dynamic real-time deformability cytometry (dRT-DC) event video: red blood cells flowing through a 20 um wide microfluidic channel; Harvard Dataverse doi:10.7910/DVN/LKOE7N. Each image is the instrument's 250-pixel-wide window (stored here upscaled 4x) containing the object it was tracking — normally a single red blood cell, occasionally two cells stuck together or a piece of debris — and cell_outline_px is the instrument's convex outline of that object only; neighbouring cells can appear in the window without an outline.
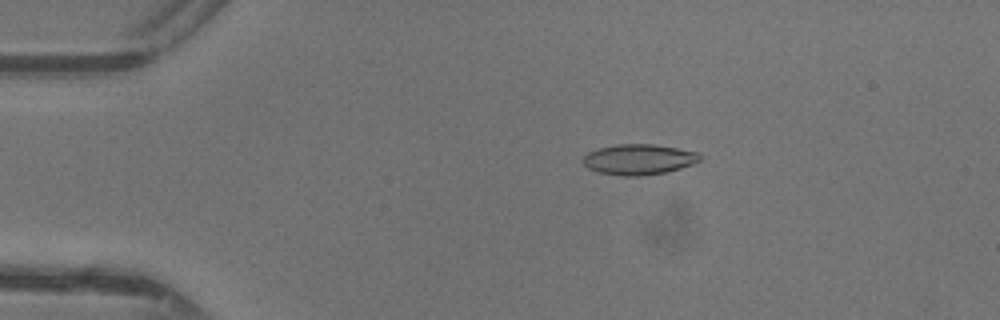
{"species": "common noctule bat (a hibernating species)", "species_latin": "Nyctalus noctula", "temperature_condition": "warm", "stored_images_in_passage": 48, "camera_frame_rate_fps": 3000, "um_per_image_px": 0.085, "animal": {"sex": "female"}, "frame": {"image": 1, "passage_image": 10, "time_ms": 3.0, "image_size_px": [1000, 320], "cell_outline_px": [[700, 160], [692, 164], [680, 168], [664, 172], [640, 176], [624, 176], [600, 172], [588, 168], [580, 160], [588, 152], [600, 148], [620, 144], [652, 144], [676, 148], [696, 152], [700, 156]], "centroid_in_image_um": [54.26, 13.55], "position_along_channel_um": 30.7, "area_um2": 20.46}}
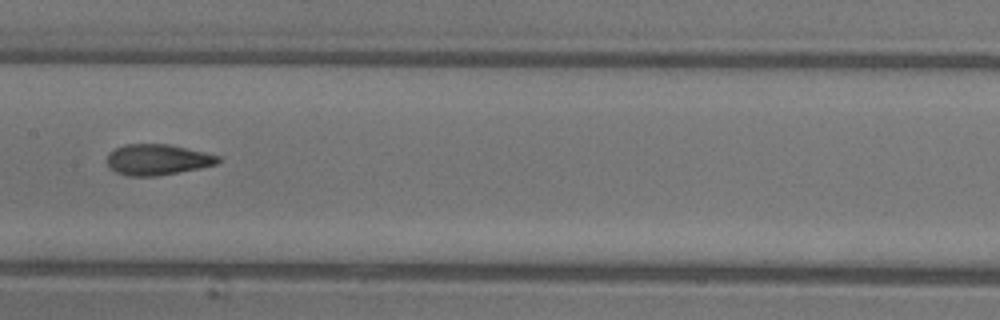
{"frame": {"image": 2, "passage_image": 25, "time_ms": 8.0, "image_size_px": [1000, 320], "cell_outline_px": [[220, 160], [216, 164], [200, 168], [156, 176], [128, 176], [116, 172], [108, 168], [104, 160], [108, 152], [124, 144], [168, 144], [204, 152], [220, 156]], "centroid_in_image_um": [13.31, 13.57], "position_along_channel_um": 194.1, "area_um2": 20.11}}
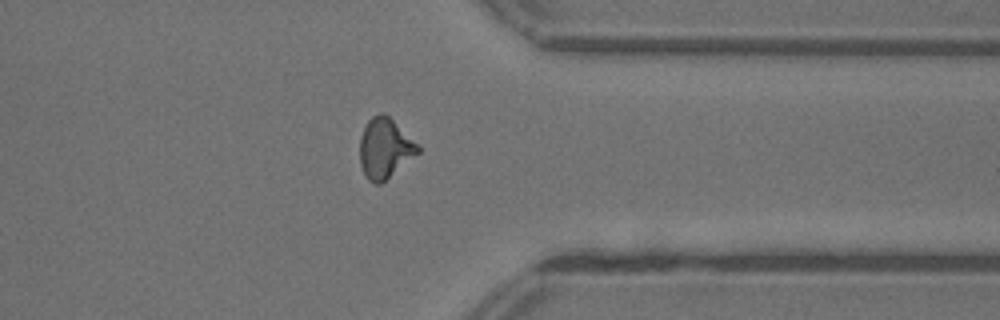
{"frame": {"image": 3, "passage_image": 38, "time_ms": 12.333, "image_size_px": [1000, 320], "cell_outline_px": [[420, 152], [380, 184], [376, 184], [368, 180], [360, 164], [360, 136], [368, 120], [372, 116], [380, 112], [384, 112], [420, 148]], "centroid_in_image_um": [32.68, 12.61], "position_along_channel_um": 378.7, "area_um2": 19.88}, "authors_computed_cell_mechanics": {"area_um2": 19.8832, "velocity_mm_per_s": 4.4064, "shape_relaxation_time_tau1_ms": 5.167, "shape_relaxation_time_tau2_ms": 1.7679, "deformation_change_tau1": 0.1728, "deformation_change_tau2": 0.0728}}